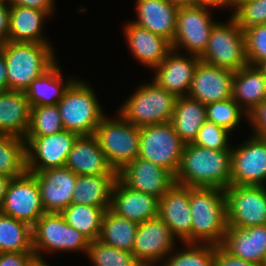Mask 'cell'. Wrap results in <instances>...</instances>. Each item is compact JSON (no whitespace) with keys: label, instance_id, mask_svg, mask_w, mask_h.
Returning <instances> with one entry per match:
<instances>
[{"label":"cell","instance_id":"1","mask_svg":"<svg viewBox=\"0 0 266 266\" xmlns=\"http://www.w3.org/2000/svg\"><path fill=\"white\" fill-rule=\"evenodd\" d=\"M232 150H214L185 144L175 183L187 187L227 189L231 178Z\"/></svg>","mask_w":266,"mask_h":266},{"label":"cell","instance_id":"2","mask_svg":"<svg viewBox=\"0 0 266 266\" xmlns=\"http://www.w3.org/2000/svg\"><path fill=\"white\" fill-rule=\"evenodd\" d=\"M189 204L191 243L222 245L228 226L224 190L189 187Z\"/></svg>","mask_w":266,"mask_h":266},{"label":"cell","instance_id":"3","mask_svg":"<svg viewBox=\"0 0 266 266\" xmlns=\"http://www.w3.org/2000/svg\"><path fill=\"white\" fill-rule=\"evenodd\" d=\"M53 44L7 41L1 52L6 61L8 90L25 91L34 79L39 78L57 61Z\"/></svg>","mask_w":266,"mask_h":266},{"label":"cell","instance_id":"4","mask_svg":"<svg viewBox=\"0 0 266 266\" xmlns=\"http://www.w3.org/2000/svg\"><path fill=\"white\" fill-rule=\"evenodd\" d=\"M86 80L77 76L57 105L65 130L79 135H94L107 113L92 84Z\"/></svg>","mask_w":266,"mask_h":266},{"label":"cell","instance_id":"5","mask_svg":"<svg viewBox=\"0 0 266 266\" xmlns=\"http://www.w3.org/2000/svg\"><path fill=\"white\" fill-rule=\"evenodd\" d=\"M134 90L116 110L124 119L136 127L171 121L177 96L152 79L139 83Z\"/></svg>","mask_w":266,"mask_h":266},{"label":"cell","instance_id":"6","mask_svg":"<svg viewBox=\"0 0 266 266\" xmlns=\"http://www.w3.org/2000/svg\"><path fill=\"white\" fill-rule=\"evenodd\" d=\"M33 253L36 256L64 253L87 255L90 240L71 227L61 213H44L32 226ZM45 255V256H44Z\"/></svg>","mask_w":266,"mask_h":266},{"label":"cell","instance_id":"7","mask_svg":"<svg viewBox=\"0 0 266 266\" xmlns=\"http://www.w3.org/2000/svg\"><path fill=\"white\" fill-rule=\"evenodd\" d=\"M139 135L140 127L117 111L114 116L106 114L94 132L108 163L117 172L138 157Z\"/></svg>","mask_w":266,"mask_h":266},{"label":"cell","instance_id":"8","mask_svg":"<svg viewBox=\"0 0 266 266\" xmlns=\"http://www.w3.org/2000/svg\"><path fill=\"white\" fill-rule=\"evenodd\" d=\"M229 19L213 26L206 50L200 60L219 68L238 71L248 65L246 58L245 35L237 21Z\"/></svg>","mask_w":266,"mask_h":266},{"label":"cell","instance_id":"9","mask_svg":"<svg viewBox=\"0 0 266 266\" xmlns=\"http://www.w3.org/2000/svg\"><path fill=\"white\" fill-rule=\"evenodd\" d=\"M139 142V158L160 165L175 176L185 143L171 122L140 127Z\"/></svg>","mask_w":266,"mask_h":266},{"label":"cell","instance_id":"10","mask_svg":"<svg viewBox=\"0 0 266 266\" xmlns=\"http://www.w3.org/2000/svg\"><path fill=\"white\" fill-rule=\"evenodd\" d=\"M213 8L193 5L178 9L172 49L201 56L207 48L215 20Z\"/></svg>","mask_w":266,"mask_h":266},{"label":"cell","instance_id":"11","mask_svg":"<svg viewBox=\"0 0 266 266\" xmlns=\"http://www.w3.org/2000/svg\"><path fill=\"white\" fill-rule=\"evenodd\" d=\"M247 136L232 144L230 185L266 186V138Z\"/></svg>","mask_w":266,"mask_h":266},{"label":"cell","instance_id":"12","mask_svg":"<svg viewBox=\"0 0 266 266\" xmlns=\"http://www.w3.org/2000/svg\"><path fill=\"white\" fill-rule=\"evenodd\" d=\"M224 192L228 226L266 225V186L230 185Z\"/></svg>","mask_w":266,"mask_h":266},{"label":"cell","instance_id":"13","mask_svg":"<svg viewBox=\"0 0 266 266\" xmlns=\"http://www.w3.org/2000/svg\"><path fill=\"white\" fill-rule=\"evenodd\" d=\"M79 136L65 129L49 136H25L27 171L39 172L64 167Z\"/></svg>","mask_w":266,"mask_h":266},{"label":"cell","instance_id":"14","mask_svg":"<svg viewBox=\"0 0 266 266\" xmlns=\"http://www.w3.org/2000/svg\"><path fill=\"white\" fill-rule=\"evenodd\" d=\"M178 242L158 216L138 225L132 253L142 266H159Z\"/></svg>","mask_w":266,"mask_h":266},{"label":"cell","instance_id":"15","mask_svg":"<svg viewBox=\"0 0 266 266\" xmlns=\"http://www.w3.org/2000/svg\"><path fill=\"white\" fill-rule=\"evenodd\" d=\"M0 212L31 226L45 213L33 173L11 178Z\"/></svg>","mask_w":266,"mask_h":266},{"label":"cell","instance_id":"16","mask_svg":"<svg viewBox=\"0 0 266 266\" xmlns=\"http://www.w3.org/2000/svg\"><path fill=\"white\" fill-rule=\"evenodd\" d=\"M200 57L171 49L153 72L154 82L177 97L188 96Z\"/></svg>","mask_w":266,"mask_h":266},{"label":"cell","instance_id":"17","mask_svg":"<svg viewBox=\"0 0 266 266\" xmlns=\"http://www.w3.org/2000/svg\"><path fill=\"white\" fill-rule=\"evenodd\" d=\"M129 188L160 199L175 183L174 175L160 165L137 157L118 171Z\"/></svg>","mask_w":266,"mask_h":266},{"label":"cell","instance_id":"18","mask_svg":"<svg viewBox=\"0 0 266 266\" xmlns=\"http://www.w3.org/2000/svg\"><path fill=\"white\" fill-rule=\"evenodd\" d=\"M234 73L199 60L188 97L205 105L232 98Z\"/></svg>","mask_w":266,"mask_h":266},{"label":"cell","instance_id":"19","mask_svg":"<svg viewBox=\"0 0 266 266\" xmlns=\"http://www.w3.org/2000/svg\"><path fill=\"white\" fill-rule=\"evenodd\" d=\"M34 174L45 213H61L72 203L77 175L67 167L47 169Z\"/></svg>","mask_w":266,"mask_h":266},{"label":"cell","instance_id":"20","mask_svg":"<svg viewBox=\"0 0 266 266\" xmlns=\"http://www.w3.org/2000/svg\"><path fill=\"white\" fill-rule=\"evenodd\" d=\"M123 33L127 48L133 60L147 69L153 70L158 66L172 49L171 43L164 37L150 32L136 23H124Z\"/></svg>","mask_w":266,"mask_h":266},{"label":"cell","instance_id":"21","mask_svg":"<svg viewBox=\"0 0 266 266\" xmlns=\"http://www.w3.org/2000/svg\"><path fill=\"white\" fill-rule=\"evenodd\" d=\"M158 216L179 242L191 243L189 187L174 183L159 199Z\"/></svg>","mask_w":266,"mask_h":266},{"label":"cell","instance_id":"22","mask_svg":"<svg viewBox=\"0 0 266 266\" xmlns=\"http://www.w3.org/2000/svg\"><path fill=\"white\" fill-rule=\"evenodd\" d=\"M159 199L127 187L117 178L109 209L117 215L138 224L158 217Z\"/></svg>","mask_w":266,"mask_h":266},{"label":"cell","instance_id":"23","mask_svg":"<svg viewBox=\"0 0 266 266\" xmlns=\"http://www.w3.org/2000/svg\"><path fill=\"white\" fill-rule=\"evenodd\" d=\"M137 25L167 39L171 44L175 37L178 9L165 0H134Z\"/></svg>","mask_w":266,"mask_h":266},{"label":"cell","instance_id":"24","mask_svg":"<svg viewBox=\"0 0 266 266\" xmlns=\"http://www.w3.org/2000/svg\"><path fill=\"white\" fill-rule=\"evenodd\" d=\"M65 167L76 175H118L108 163L94 135H80L76 139Z\"/></svg>","mask_w":266,"mask_h":266},{"label":"cell","instance_id":"25","mask_svg":"<svg viewBox=\"0 0 266 266\" xmlns=\"http://www.w3.org/2000/svg\"><path fill=\"white\" fill-rule=\"evenodd\" d=\"M221 246L234 257L264 265L266 258V225L249 228L227 226Z\"/></svg>","mask_w":266,"mask_h":266},{"label":"cell","instance_id":"26","mask_svg":"<svg viewBox=\"0 0 266 266\" xmlns=\"http://www.w3.org/2000/svg\"><path fill=\"white\" fill-rule=\"evenodd\" d=\"M52 16L36 8L11 6L10 7V33L8 41L52 44L46 37L45 26ZM45 34V35H44Z\"/></svg>","mask_w":266,"mask_h":266},{"label":"cell","instance_id":"27","mask_svg":"<svg viewBox=\"0 0 266 266\" xmlns=\"http://www.w3.org/2000/svg\"><path fill=\"white\" fill-rule=\"evenodd\" d=\"M31 105L25 91L0 92V134L25 138L30 124Z\"/></svg>","mask_w":266,"mask_h":266},{"label":"cell","instance_id":"28","mask_svg":"<svg viewBox=\"0 0 266 266\" xmlns=\"http://www.w3.org/2000/svg\"><path fill=\"white\" fill-rule=\"evenodd\" d=\"M61 66L57 61L43 75L34 79L25 90L31 107L57 104L69 85L77 78L76 75L63 76L64 70Z\"/></svg>","mask_w":266,"mask_h":266},{"label":"cell","instance_id":"29","mask_svg":"<svg viewBox=\"0 0 266 266\" xmlns=\"http://www.w3.org/2000/svg\"><path fill=\"white\" fill-rule=\"evenodd\" d=\"M232 98L247 114L266 99V77L257 66L246 65L234 73Z\"/></svg>","mask_w":266,"mask_h":266},{"label":"cell","instance_id":"30","mask_svg":"<svg viewBox=\"0 0 266 266\" xmlns=\"http://www.w3.org/2000/svg\"><path fill=\"white\" fill-rule=\"evenodd\" d=\"M118 175H77L72 203L109 209Z\"/></svg>","mask_w":266,"mask_h":266},{"label":"cell","instance_id":"31","mask_svg":"<svg viewBox=\"0 0 266 266\" xmlns=\"http://www.w3.org/2000/svg\"><path fill=\"white\" fill-rule=\"evenodd\" d=\"M207 120L206 105L188 96L178 97L171 119L172 126L185 144L193 143Z\"/></svg>","mask_w":266,"mask_h":266},{"label":"cell","instance_id":"32","mask_svg":"<svg viewBox=\"0 0 266 266\" xmlns=\"http://www.w3.org/2000/svg\"><path fill=\"white\" fill-rule=\"evenodd\" d=\"M138 225V223L107 209L104 213L98 240L119 250L132 253Z\"/></svg>","mask_w":266,"mask_h":266},{"label":"cell","instance_id":"33","mask_svg":"<svg viewBox=\"0 0 266 266\" xmlns=\"http://www.w3.org/2000/svg\"><path fill=\"white\" fill-rule=\"evenodd\" d=\"M33 252L32 226L0 212V253Z\"/></svg>","mask_w":266,"mask_h":266},{"label":"cell","instance_id":"34","mask_svg":"<svg viewBox=\"0 0 266 266\" xmlns=\"http://www.w3.org/2000/svg\"><path fill=\"white\" fill-rule=\"evenodd\" d=\"M107 209L71 203L61 214L66 222L90 241L100 236L102 220Z\"/></svg>","mask_w":266,"mask_h":266},{"label":"cell","instance_id":"35","mask_svg":"<svg viewBox=\"0 0 266 266\" xmlns=\"http://www.w3.org/2000/svg\"><path fill=\"white\" fill-rule=\"evenodd\" d=\"M216 247L206 243L179 242L159 266H214Z\"/></svg>","mask_w":266,"mask_h":266},{"label":"cell","instance_id":"36","mask_svg":"<svg viewBox=\"0 0 266 266\" xmlns=\"http://www.w3.org/2000/svg\"><path fill=\"white\" fill-rule=\"evenodd\" d=\"M26 171L25 139L0 134V175L15 178Z\"/></svg>","mask_w":266,"mask_h":266},{"label":"cell","instance_id":"37","mask_svg":"<svg viewBox=\"0 0 266 266\" xmlns=\"http://www.w3.org/2000/svg\"><path fill=\"white\" fill-rule=\"evenodd\" d=\"M207 121L215 123L217 126L227 129L229 132L238 131L246 120L247 113L233 99L217 101L206 105ZM245 119V120H244Z\"/></svg>","mask_w":266,"mask_h":266},{"label":"cell","instance_id":"38","mask_svg":"<svg viewBox=\"0 0 266 266\" xmlns=\"http://www.w3.org/2000/svg\"><path fill=\"white\" fill-rule=\"evenodd\" d=\"M86 258L93 266H142L133 253L119 250L98 239L90 241Z\"/></svg>","mask_w":266,"mask_h":266},{"label":"cell","instance_id":"39","mask_svg":"<svg viewBox=\"0 0 266 266\" xmlns=\"http://www.w3.org/2000/svg\"><path fill=\"white\" fill-rule=\"evenodd\" d=\"M64 130L58 105L31 107L30 124L26 136H49Z\"/></svg>","mask_w":266,"mask_h":266},{"label":"cell","instance_id":"40","mask_svg":"<svg viewBox=\"0 0 266 266\" xmlns=\"http://www.w3.org/2000/svg\"><path fill=\"white\" fill-rule=\"evenodd\" d=\"M230 14L245 31L253 26L266 24V0H236Z\"/></svg>","mask_w":266,"mask_h":266},{"label":"cell","instance_id":"41","mask_svg":"<svg viewBox=\"0 0 266 266\" xmlns=\"http://www.w3.org/2000/svg\"><path fill=\"white\" fill-rule=\"evenodd\" d=\"M233 135L227 129L206 120L192 144L214 150H231Z\"/></svg>","mask_w":266,"mask_h":266},{"label":"cell","instance_id":"42","mask_svg":"<svg viewBox=\"0 0 266 266\" xmlns=\"http://www.w3.org/2000/svg\"><path fill=\"white\" fill-rule=\"evenodd\" d=\"M244 35L248 65L257 66L266 60V24L246 29Z\"/></svg>","mask_w":266,"mask_h":266},{"label":"cell","instance_id":"43","mask_svg":"<svg viewBox=\"0 0 266 266\" xmlns=\"http://www.w3.org/2000/svg\"><path fill=\"white\" fill-rule=\"evenodd\" d=\"M249 134L266 138V99L247 114Z\"/></svg>","mask_w":266,"mask_h":266},{"label":"cell","instance_id":"44","mask_svg":"<svg viewBox=\"0 0 266 266\" xmlns=\"http://www.w3.org/2000/svg\"><path fill=\"white\" fill-rule=\"evenodd\" d=\"M214 266H263L254 262L245 261L229 254L221 245L216 247Z\"/></svg>","mask_w":266,"mask_h":266},{"label":"cell","instance_id":"45","mask_svg":"<svg viewBox=\"0 0 266 266\" xmlns=\"http://www.w3.org/2000/svg\"><path fill=\"white\" fill-rule=\"evenodd\" d=\"M33 255V252H2L0 266H25Z\"/></svg>","mask_w":266,"mask_h":266},{"label":"cell","instance_id":"46","mask_svg":"<svg viewBox=\"0 0 266 266\" xmlns=\"http://www.w3.org/2000/svg\"><path fill=\"white\" fill-rule=\"evenodd\" d=\"M56 0H13L11 6L36 8L48 12L52 17L57 9Z\"/></svg>","mask_w":266,"mask_h":266},{"label":"cell","instance_id":"47","mask_svg":"<svg viewBox=\"0 0 266 266\" xmlns=\"http://www.w3.org/2000/svg\"><path fill=\"white\" fill-rule=\"evenodd\" d=\"M10 7L11 5L0 2V42L8 41L10 33Z\"/></svg>","mask_w":266,"mask_h":266},{"label":"cell","instance_id":"48","mask_svg":"<svg viewBox=\"0 0 266 266\" xmlns=\"http://www.w3.org/2000/svg\"><path fill=\"white\" fill-rule=\"evenodd\" d=\"M235 3H236V0H194L195 5L207 6V7L216 9V10L217 9H220V10L228 9L230 10L229 13L233 11Z\"/></svg>","mask_w":266,"mask_h":266},{"label":"cell","instance_id":"49","mask_svg":"<svg viewBox=\"0 0 266 266\" xmlns=\"http://www.w3.org/2000/svg\"><path fill=\"white\" fill-rule=\"evenodd\" d=\"M8 90V79L6 74V61L4 54L0 51V92Z\"/></svg>","mask_w":266,"mask_h":266},{"label":"cell","instance_id":"50","mask_svg":"<svg viewBox=\"0 0 266 266\" xmlns=\"http://www.w3.org/2000/svg\"><path fill=\"white\" fill-rule=\"evenodd\" d=\"M10 180L11 178L4 175H0V208L3 204Z\"/></svg>","mask_w":266,"mask_h":266},{"label":"cell","instance_id":"51","mask_svg":"<svg viewBox=\"0 0 266 266\" xmlns=\"http://www.w3.org/2000/svg\"><path fill=\"white\" fill-rule=\"evenodd\" d=\"M48 261V257L46 259V257H40V256H36L33 255L25 264V266H51V264Z\"/></svg>","mask_w":266,"mask_h":266},{"label":"cell","instance_id":"52","mask_svg":"<svg viewBox=\"0 0 266 266\" xmlns=\"http://www.w3.org/2000/svg\"><path fill=\"white\" fill-rule=\"evenodd\" d=\"M169 2L170 4L176 6L177 8H183L186 6H193L194 0H165Z\"/></svg>","mask_w":266,"mask_h":266},{"label":"cell","instance_id":"53","mask_svg":"<svg viewBox=\"0 0 266 266\" xmlns=\"http://www.w3.org/2000/svg\"><path fill=\"white\" fill-rule=\"evenodd\" d=\"M258 69L263 73V75L266 77V60L260 62L257 65Z\"/></svg>","mask_w":266,"mask_h":266},{"label":"cell","instance_id":"54","mask_svg":"<svg viewBox=\"0 0 266 266\" xmlns=\"http://www.w3.org/2000/svg\"><path fill=\"white\" fill-rule=\"evenodd\" d=\"M12 1H13V0H0V2H4V3H7V4H9V5L12 4Z\"/></svg>","mask_w":266,"mask_h":266}]
</instances>
